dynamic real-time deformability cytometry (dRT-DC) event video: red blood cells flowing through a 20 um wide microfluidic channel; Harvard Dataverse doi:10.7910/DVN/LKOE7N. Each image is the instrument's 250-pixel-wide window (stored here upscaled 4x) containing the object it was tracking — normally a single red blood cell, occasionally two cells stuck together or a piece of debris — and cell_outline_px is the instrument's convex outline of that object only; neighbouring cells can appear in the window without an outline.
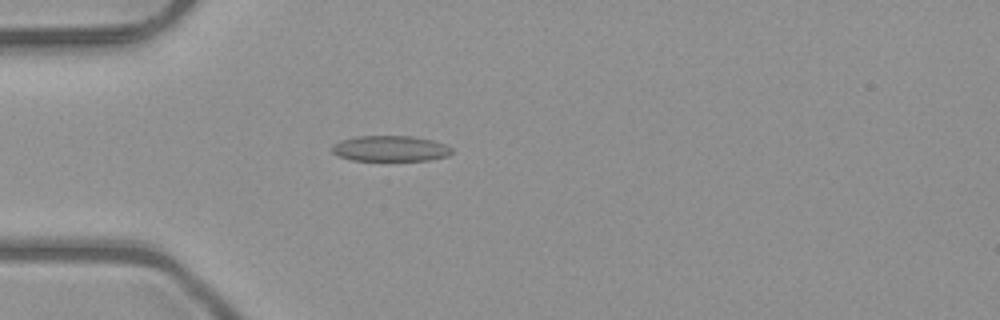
{"species": "common noctule bat (a hibernating species)", "species_latin": "Nyctalus noctula", "temperature_condition": "room temperature", "stored_images_in_passage": 37, "camera_frame_rate_fps": 3000, "um_per_image_px": 0.085, "animal": {"sex": "male", "body_mass_g": 23.1, "forearm_length_mm": 52.7}, "frame": {"image": 1, "passage_image": 1, "time_ms": 0.0, "image_size_px": [1000, 320], "cell_outline_px": [[452, 152], [448, 156], [428, 160], [352, 160], [340, 156], [332, 152], [332, 144], [356, 136], [412, 136], [432, 140], [444, 144], [452, 148]], "centroid_in_image_um": [33.19, 12.62], "position_along_channel_um": 51.8, "area_um2": 17.74}}
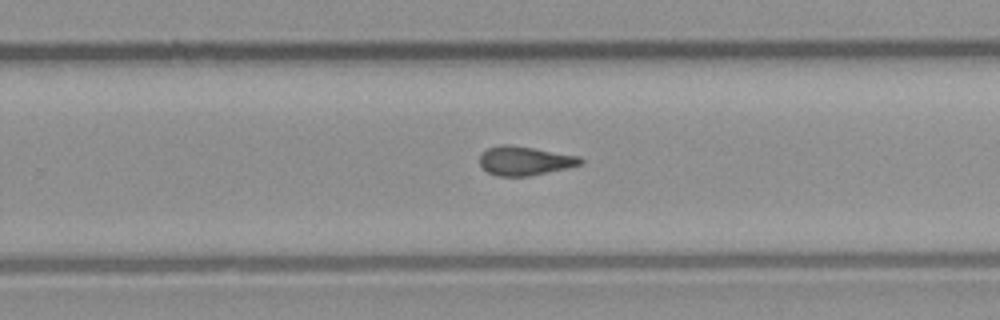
{"frame": {"image": 2, "passage_image": 19, "time_ms": 6.0, "image_size_px": [1000, 320], "cell_outline_px": [[584, 164], [568, 168], [528, 176], [496, 176], [488, 172], [480, 164], [480, 156], [488, 148], [500, 144], [504, 144], [532, 148], [580, 156], [584, 160]], "centroid_in_image_um": [44.64, 13.67], "position_along_channel_um": 285.2, "area_um2": 16.94}}
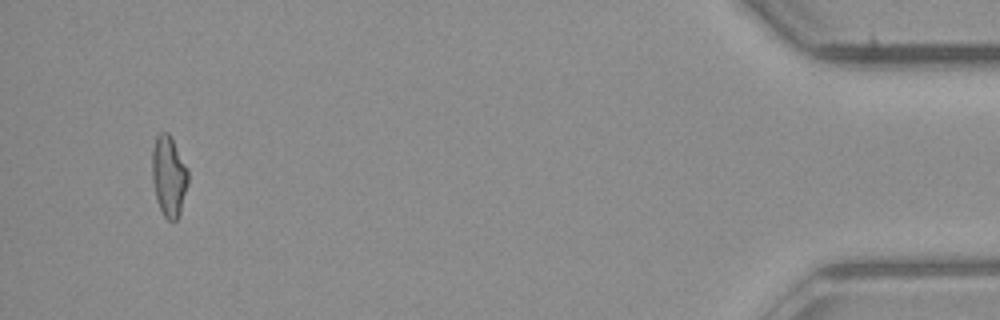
{"frame": {"image": 3, "passage_image": 35, "time_ms": 11.333, "image_size_px": [1000, 320], "cell_outline_px": [[188, 184], [180, 212], [176, 220], [172, 224], [164, 216], [156, 200], [152, 180], [152, 152], [156, 136], [160, 132], [168, 132], [188, 168]], "centroid_in_image_um": [14.35, 14.99], "position_along_channel_um": 420.9, "area_um2": 16.99}, "authors_computed_cell_mechanics": {"area_um2": 16.9932, "velocity_mm_per_s": 4.0503, "shape_relaxation_time_tau1_ms": null, "shape_relaxation_time_tau2_ms": 3.0502, "deformation_change_tau1": null, "deformation_change_tau2": 0.094}}